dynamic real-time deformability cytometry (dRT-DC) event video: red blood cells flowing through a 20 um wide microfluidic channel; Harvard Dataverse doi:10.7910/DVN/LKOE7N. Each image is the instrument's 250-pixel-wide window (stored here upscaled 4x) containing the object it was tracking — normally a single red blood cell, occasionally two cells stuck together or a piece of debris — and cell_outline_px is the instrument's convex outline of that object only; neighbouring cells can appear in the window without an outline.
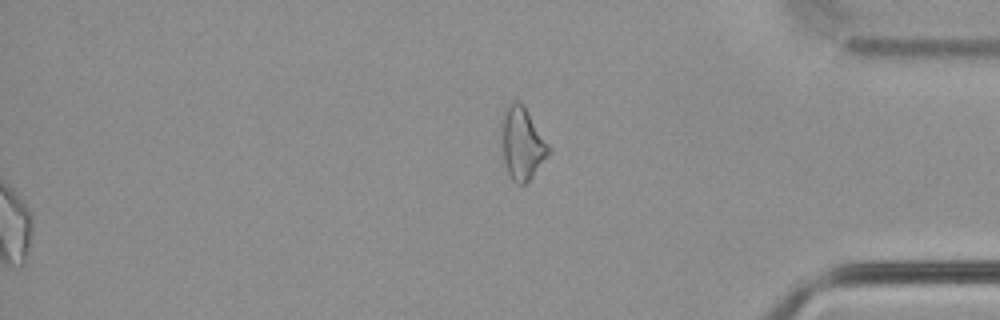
{"species": "common noctule bat (a hibernating species)", "species_latin": "Nyctalus noctula", "temperature_condition": "cold", "stored_images_in_passage": 57, "segment_of_instrument_passage": [2, 2], "camera_frame_rate_fps": 3000, "um_per_image_px": 0.085, "animal": {"sex": "male", "body_mass_g": 21.5, "forearm_length_mm": 52.0}, "frame": {"image": 1, "passage_image": 57, "time_ms": 18.667, "image_size_px": [1000, 320], "cell_outline_px": [[552, 152], [532, 176], [524, 184], [516, 184], [512, 180], [508, 172], [504, 160], [500, 124], [504, 108], [512, 100], [520, 100], [548, 144]], "centroid_in_image_um": [44.36, 12.16], "position_along_channel_um": 390.8, "area_um2": 19.88}}